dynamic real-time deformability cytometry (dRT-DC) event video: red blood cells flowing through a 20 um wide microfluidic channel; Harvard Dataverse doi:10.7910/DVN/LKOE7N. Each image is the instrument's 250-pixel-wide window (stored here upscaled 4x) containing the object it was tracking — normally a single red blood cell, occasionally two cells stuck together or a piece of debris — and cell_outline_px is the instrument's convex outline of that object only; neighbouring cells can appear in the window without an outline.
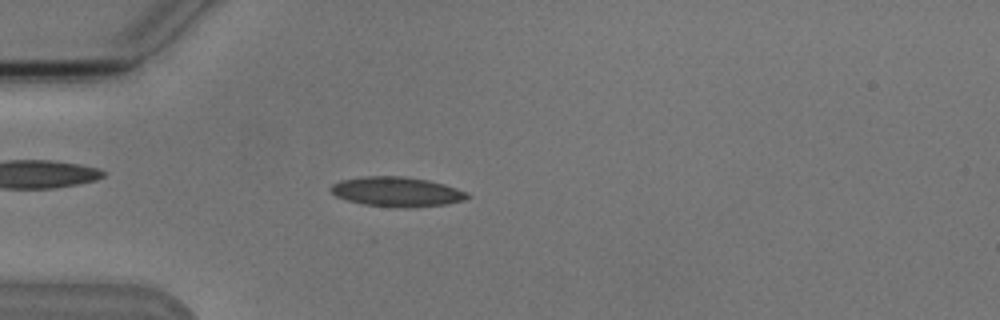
{"species": "Egyptian fruit bat (a non-hibernating species)", "species_latin": "Rousettus aegyptiacus", "temperature_condition": "cold", "stored_images_in_passage": 5, "camera_frame_rate_fps": 3000, "um_per_image_px": 0.085, "animal": {"sex": "male"}, "frame": {"image": 1, "passage_image": 4, "time_ms": 3.667, "image_size_px": [1000, 320], "cell_outline_px": [[472, 196], [464, 200], [444, 204], [416, 208], [396, 208], [364, 204], [348, 200], [336, 196], [328, 188], [332, 184], [340, 180], [364, 176], [404, 176], [428, 180], [444, 184], [468, 192]], "centroid_in_image_um": [33.74, 16.3], "position_along_channel_um": 51.3, "area_um2": 23.87}}